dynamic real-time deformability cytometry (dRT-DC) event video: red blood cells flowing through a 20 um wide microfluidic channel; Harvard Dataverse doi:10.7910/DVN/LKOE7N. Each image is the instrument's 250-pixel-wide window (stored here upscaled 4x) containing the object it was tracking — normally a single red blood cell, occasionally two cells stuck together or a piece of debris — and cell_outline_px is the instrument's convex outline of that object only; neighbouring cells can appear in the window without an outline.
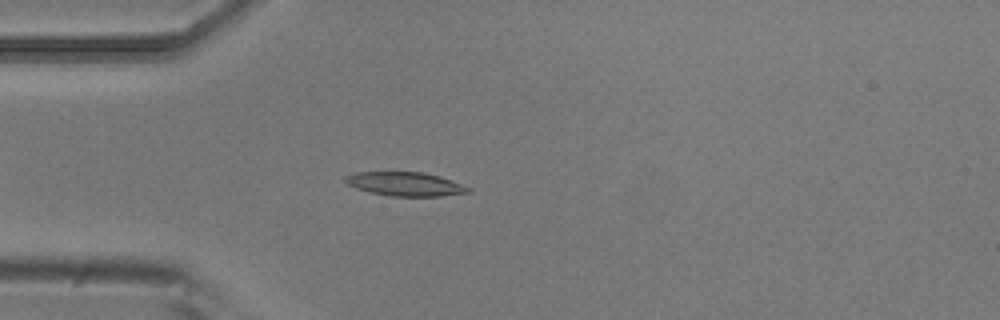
{"species": "common noctule bat (a hibernating species)", "species_latin": "Nyctalus noctula", "temperature_condition": "room temperature", "stored_images_in_passage": 4, "camera_frame_rate_fps": 3000, "um_per_image_px": 0.085, "animal": {"sex": "male", "body_mass_g": 20.5, "forearm_length_mm": 52.5}, "frame": {"image": 1, "passage_image": 4, "time_ms": 1.0, "image_size_px": [1000, 320], "cell_outline_px": [[472, 192], [440, 196], [388, 196], [356, 188], [348, 184], [344, 180], [344, 176], [356, 172], [424, 172], [440, 176], [472, 188]], "centroid_in_image_um": [34.47, 15.64], "position_along_channel_um": 50.5, "area_um2": 17.11}}